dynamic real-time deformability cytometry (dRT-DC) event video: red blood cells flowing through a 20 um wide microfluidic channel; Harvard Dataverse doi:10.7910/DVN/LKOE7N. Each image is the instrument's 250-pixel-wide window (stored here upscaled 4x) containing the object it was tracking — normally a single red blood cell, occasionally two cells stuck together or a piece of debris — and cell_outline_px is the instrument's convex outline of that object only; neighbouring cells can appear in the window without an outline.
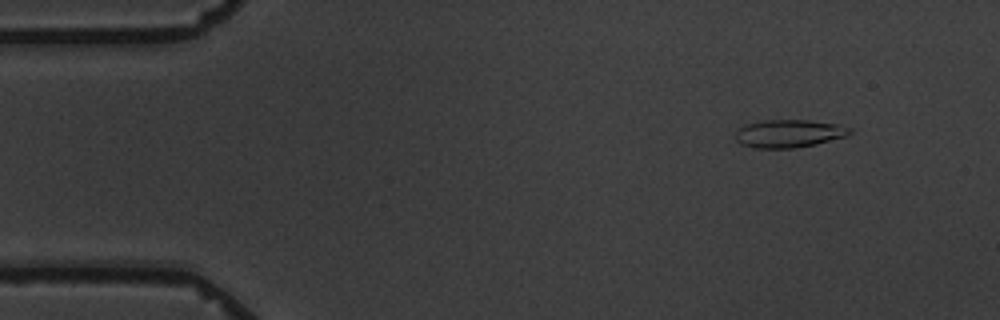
{"species": "common noctule bat (a hibernating species)", "species_latin": "Nyctalus noctula", "temperature_condition": "warm", "stored_images_in_passage": 5, "camera_frame_rate_fps": 3000, "um_per_image_px": 0.085, "animal": {"sex": "male", "body_mass_g": 19.5, "forearm_length_mm": 54.6}, "frame": {"image": 1, "passage_image": 1, "time_ms": 0.0, "image_size_px": [1000, 320], "cell_outline_px": [[852, 132], [848, 136], [816, 144], [796, 148], [756, 148], [740, 144], [736, 140], [736, 132], [744, 124], [764, 120], [808, 120], [840, 124], [852, 128]], "centroid_in_image_um": [67.1, 11.35], "position_along_channel_um": 17.9, "area_um2": 18.79}}
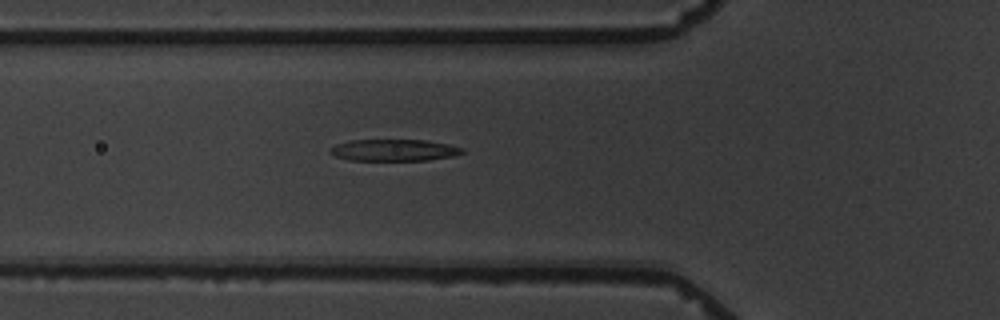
{"frame": {"image": 2, "passage_image": 5, "time_ms": 4.667, "image_size_px": [1000, 320], "cell_outline_px": [[464, 152], [456, 156], [428, 160], [348, 160], [336, 156], [328, 152], [328, 148], [336, 144], [348, 140], [428, 140], [448, 144], [464, 148]], "centroid_in_image_um": [33.49, 12.76], "position_along_channel_um": 92.3, "area_um2": 16.88}}